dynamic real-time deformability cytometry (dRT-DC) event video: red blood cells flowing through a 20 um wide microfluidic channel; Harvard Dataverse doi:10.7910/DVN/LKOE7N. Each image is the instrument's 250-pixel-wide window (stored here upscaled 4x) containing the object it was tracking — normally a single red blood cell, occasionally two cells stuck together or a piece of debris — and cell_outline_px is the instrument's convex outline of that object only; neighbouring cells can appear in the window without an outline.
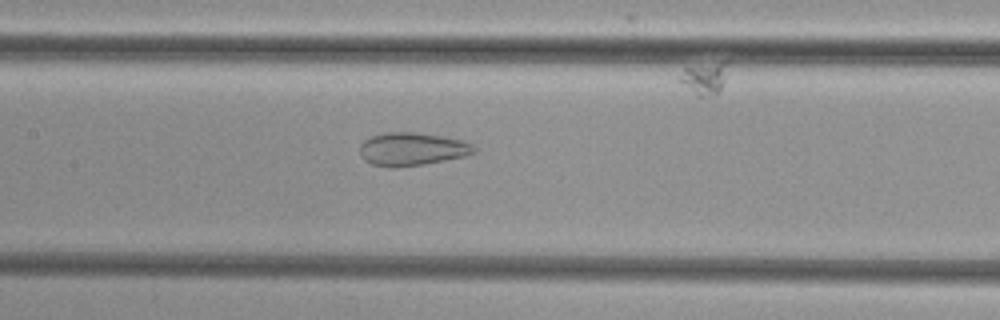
{"species": "common noctule bat (a hibernating species)", "species_latin": "Nyctalus noctula", "temperature_condition": "cold", "stored_images_in_passage": 49, "camera_frame_rate_fps": 3000, "um_per_image_px": 0.085, "animal": {"sex": "female", "body_mass_g": 29.2, "forearm_length_mm": 56.3}, "frame": {"image": 1, "passage_image": 25, "time_ms": 8.0, "image_size_px": [1000, 320], "cell_outline_px": [[476, 152], [464, 156], [424, 164], [392, 168], [372, 164], [364, 160], [360, 156], [360, 144], [364, 140], [372, 136], [384, 132], [416, 132], [440, 136], [460, 140], [472, 144], [476, 148]], "centroid_in_image_um": [34.98, 12.67], "position_along_channel_um": 172.4, "area_um2": 21.96}}
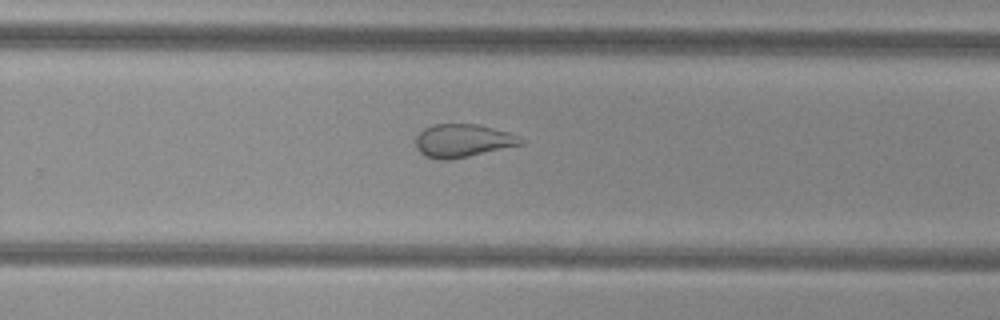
{"frame": {"image": 2, "passage_image": 34, "time_ms": 11.0, "image_size_px": [1000, 320], "cell_outline_px": [[528, 140], [524, 144], [468, 156], [448, 160], [440, 160], [424, 156], [416, 148], [416, 136], [424, 128], [432, 124], [476, 124], [508, 132]], "centroid_in_image_um": [39.34, 11.96], "position_along_channel_um": 290.5, "area_um2": 20.35}}
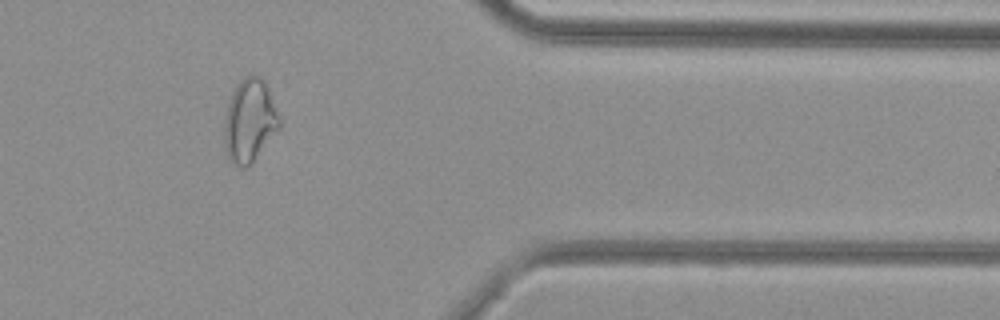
{"frame": {"image": 3, "passage_image": 43, "time_ms": 14.0, "image_size_px": [1000, 320], "cell_outline_px": [[280, 128], [252, 164], [248, 168], [240, 168], [232, 164], [228, 160], [224, 148], [224, 120], [228, 104], [232, 92], [236, 84], [244, 76], [260, 76], [264, 80], [268, 88], [280, 116]], "centroid_in_image_um": [21.21, 10.32], "position_along_channel_um": 390.2, "area_um2": 27.22}}